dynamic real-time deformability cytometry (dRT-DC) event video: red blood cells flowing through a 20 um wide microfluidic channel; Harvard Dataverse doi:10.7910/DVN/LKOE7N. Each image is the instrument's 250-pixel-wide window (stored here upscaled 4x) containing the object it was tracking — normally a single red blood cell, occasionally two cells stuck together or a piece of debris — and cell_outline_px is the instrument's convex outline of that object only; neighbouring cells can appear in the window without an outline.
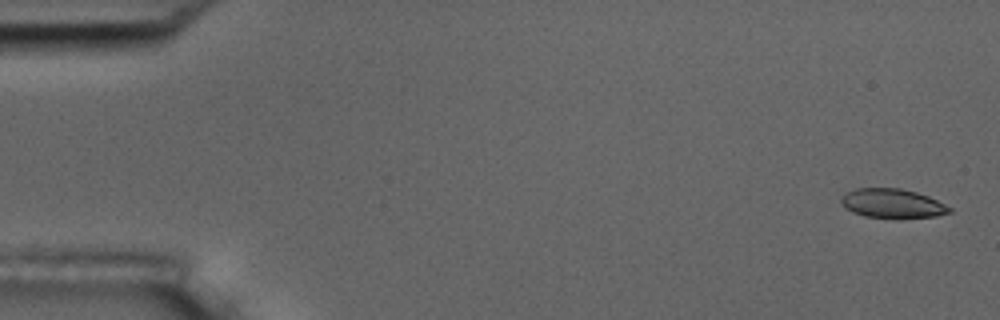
{"species": "common noctule bat (a hibernating species)", "species_latin": "Nyctalus noctula", "temperature_condition": "room temperature", "stored_images_in_passage": 5, "camera_frame_rate_fps": 3000, "um_per_image_px": 0.085, "animal": {"sex": "male", "body_mass_g": 17.5, "forearm_length_mm": 52.3}, "frame": {"image": 1, "passage_image": 1, "time_ms": 0.0, "image_size_px": [1000, 320], "cell_outline_px": [[952, 212], [936, 216], [900, 220], [896, 220], [864, 216], [852, 212], [844, 208], [840, 200], [844, 192], [856, 188], [900, 188], [916, 192], [928, 196], [952, 208]], "centroid_in_image_um": [75.84, 17.32], "position_along_channel_um": 9.2, "area_um2": 19.07}}
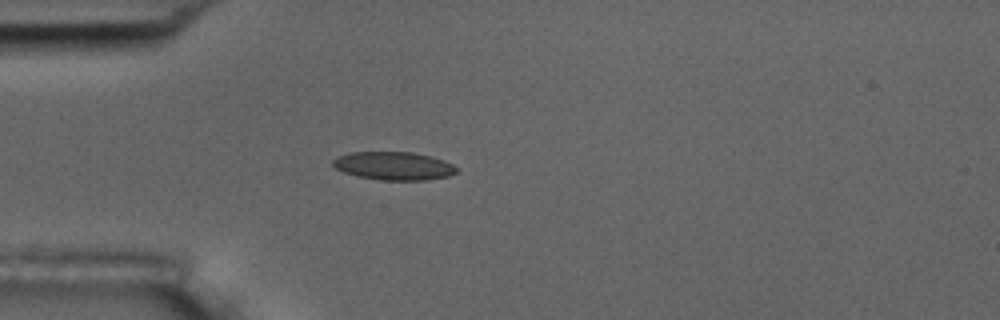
{"frame": {"image": 2, "passage_image": 5, "time_ms": 4.667, "image_size_px": [1000, 320], "cell_outline_px": [[460, 168], [456, 172], [448, 176], [428, 180], [380, 180], [356, 176], [344, 172], [336, 168], [332, 164], [332, 160], [336, 156], [352, 152], [412, 152], [444, 160]], "centroid_in_image_um": [33.46, 14.1], "position_along_channel_um": 51.5, "area_um2": 20.4}}